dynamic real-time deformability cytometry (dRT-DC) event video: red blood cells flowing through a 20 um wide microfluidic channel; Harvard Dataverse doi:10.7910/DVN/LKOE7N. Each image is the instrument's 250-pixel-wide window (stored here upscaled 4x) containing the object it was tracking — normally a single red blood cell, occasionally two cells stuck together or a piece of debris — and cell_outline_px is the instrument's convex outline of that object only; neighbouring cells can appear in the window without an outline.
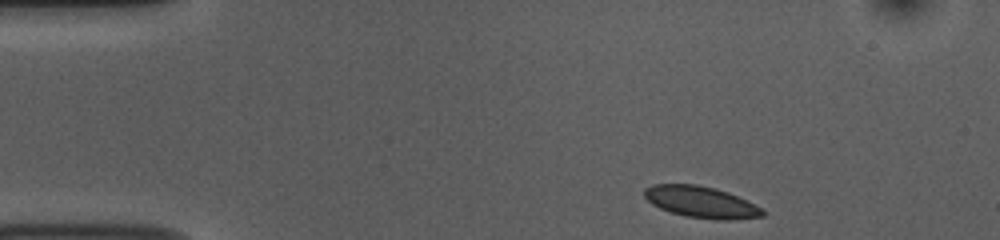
{"species": "common noctule bat (a hibernating species)", "species_latin": "Nyctalus noctula", "temperature_condition": "room temperature", "stored_images_in_passage": 46, "camera_frame_rate_fps": 3000, "um_per_image_px": 0.085, "animal": {"sex": "female", "body_mass_g": 10.0, "forearm_length_mm": 53.1}, "frame": {"image": 1, "passage_image": 1, "time_ms": 0.0, "image_size_px": [1000, 240], "cell_outline_px": [[764, 216], [732, 220], [720, 220], [684, 216], [660, 208], [652, 204], [644, 196], [644, 188], [652, 184], [696, 184], [728, 192], [760, 208], [764, 212]], "centroid_in_image_um": [59.54, 17.17], "position_along_channel_um": 25.5, "area_um2": 21.39}}
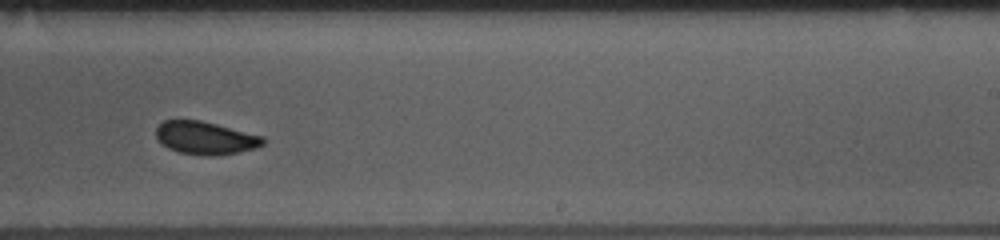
{"frame": {"image": 2, "passage_image": 26, "time_ms": 8.333, "image_size_px": [1000, 240], "cell_outline_px": [[268, 140], [264, 144], [256, 148], [216, 156], [208, 156], [180, 152], [168, 148], [160, 144], [156, 136], [156, 128], [164, 120], [200, 120], [264, 136]], "centroid_in_image_um": [17.47, 11.73], "position_along_channel_um": 271.5, "area_um2": 20.58}}
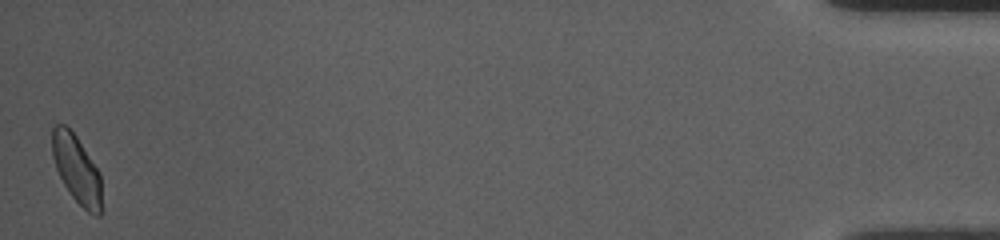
{"frame": {"image": 3, "passage_image": 46, "time_ms": 15.0, "image_size_px": [1000, 240], "cell_outline_px": [[100, 216], [96, 216], [88, 212], [72, 196], [64, 184], [56, 168], [52, 156], [52, 128], [56, 124], [64, 124], [76, 136], [100, 172]], "centroid_in_image_um": [6.5, 14.36], "position_along_channel_um": 428.7, "area_um2": 19.25}, "authors_computed_cell_mechanics": {"area_um2": 21.2126, "velocity_mm_per_s": 3.7273, "shape_relaxation_time_tau1_ms": 5.6827, "shape_relaxation_time_tau2_ms": 0.8968, "deformation_change_tau1": 0.0852, "deformation_change_tau2": 0.0617}}